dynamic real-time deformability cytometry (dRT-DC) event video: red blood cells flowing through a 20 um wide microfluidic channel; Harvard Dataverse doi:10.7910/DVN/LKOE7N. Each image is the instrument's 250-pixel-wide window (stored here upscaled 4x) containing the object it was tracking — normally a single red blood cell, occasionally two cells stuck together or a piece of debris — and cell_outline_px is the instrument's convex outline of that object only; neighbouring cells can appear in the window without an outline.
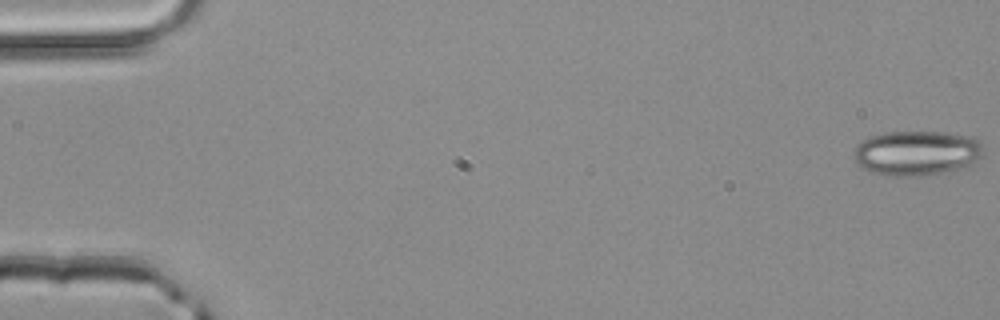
{"species": "common noctule bat (a hibernating species)", "species_latin": "Nyctalus noctula", "temperature_condition": "room temperature", "stored_images_in_passage": 4, "camera_frame_rate_fps": 3000, "um_per_image_px": 0.085, "animal": {"sex": "male", "body_mass_g": 20.4}, "frame": {"image": 1, "passage_image": 1, "time_ms": 0.0, "image_size_px": [1000, 320], "cell_outline_px": [[984, 156], [968, 168], [920, 176], [884, 176], [872, 172], [856, 164], [852, 156], [856, 148], [864, 140], [872, 136], [884, 132], [940, 132], [964, 136], [976, 140], [984, 144]], "centroid_in_image_um": [77.96, 13.04], "position_along_channel_um": 7.0, "area_um2": 34.16}}